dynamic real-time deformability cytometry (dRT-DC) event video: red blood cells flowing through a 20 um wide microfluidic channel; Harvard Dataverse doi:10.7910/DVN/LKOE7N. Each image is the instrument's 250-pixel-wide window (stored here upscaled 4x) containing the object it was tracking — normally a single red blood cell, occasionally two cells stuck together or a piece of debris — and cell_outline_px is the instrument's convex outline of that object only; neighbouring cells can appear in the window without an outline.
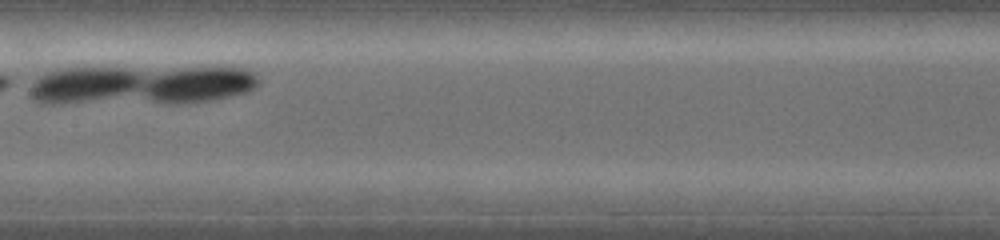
{"species": "common noctule bat (a hibernating species)", "species_latin": "Nyctalus noctula", "temperature_condition": "warm", "stored_images_in_passage": 6, "camera_frame_rate_fps": 5000, "um_per_image_px": 0.085, "animal": {"sex": "female", "body_mass_g": 19.0, "forearm_length_mm": 53.3}, "frame": {"image": 1, "passage_image": 6, "time_ms": 3.6, "image_size_px": [1000, 240], "cell_outline_px": [[868, 212], [852, 212], [796, 204], [788, 196], [792, 192], [800, 188], [848, 188], [868, 192]], "centroid_in_image_um": [70.75, 16.9], "position_along_channel_um": 136.7, "area_um2": 10.98}}